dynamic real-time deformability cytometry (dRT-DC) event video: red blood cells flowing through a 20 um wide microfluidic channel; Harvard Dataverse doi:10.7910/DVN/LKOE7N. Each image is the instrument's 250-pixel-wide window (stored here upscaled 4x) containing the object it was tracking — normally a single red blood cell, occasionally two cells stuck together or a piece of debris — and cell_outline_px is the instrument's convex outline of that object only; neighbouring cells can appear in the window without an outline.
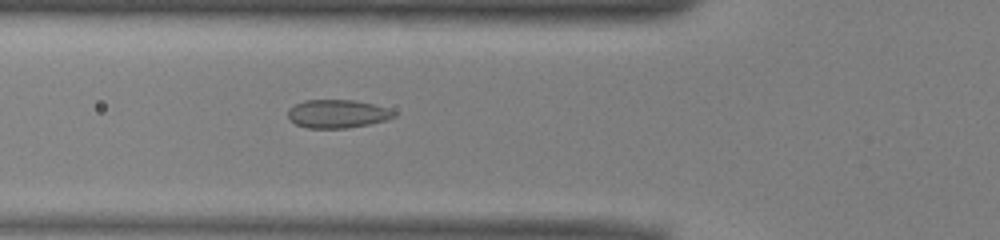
{"species": "common noctule bat (a hibernating species)", "species_latin": "Nyctalus noctula", "temperature_condition": "warm", "stored_images_in_passage": 36, "camera_frame_rate_fps": 3000, "um_per_image_px": 0.085, "animal": {"sex": "male", "body_mass_g": 13.0, "forearm_length_mm": 53.1}, "frame": {"image": 1, "passage_image": 3, "time_ms": 0.667, "image_size_px": [1000, 240], "cell_outline_px": [[396, 116], [388, 120], [348, 128], [308, 128], [296, 124], [288, 116], [288, 108], [304, 100], [356, 100], [388, 108], [396, 112]], "centroid_in_image_um": [28.7, 9.67], "position_along_channel_um": 97.1, "area_um2": 17.51}}
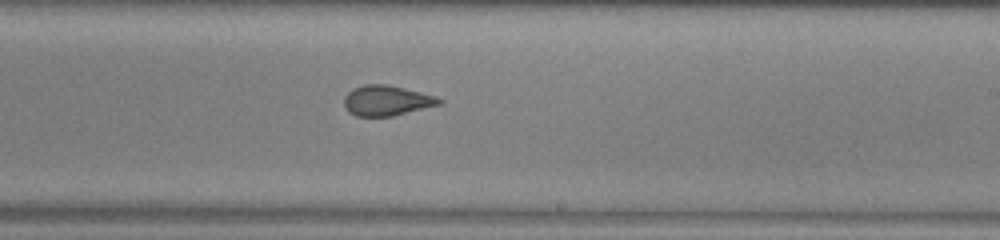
{"frame": {"image": 2, "passage_image": 15, "time_ms": 4.667, "image_size_px": [1000, 240], "cell_outline_px": [[444, 100], [440, 104], [392, 116], [356, 116], [348, 112], [344, 104], [344, 96], [352, 88], [364, 84], [384, 84], [404, 88], [432, 96]], "centroid_in_image_um": [32.8, 8.55], "position_along_channel_um": 256.2, "area_um2": 16.53}}
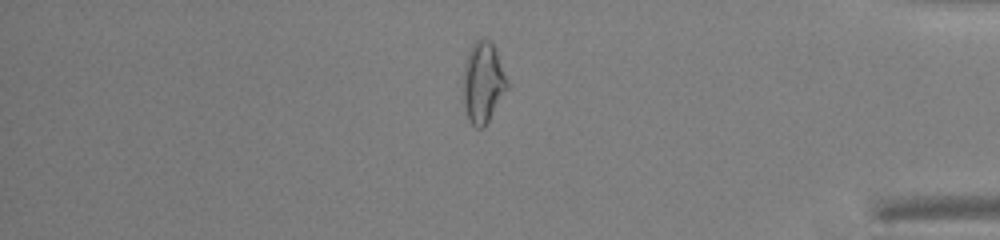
{"frame": {"image": 3, "passage_image": 28, "time_ms": 9.0, "image_size_px": [1000, 240], "cell_outline_px": [[508, 88], [484, 128], [476, 128], [468, 120], [464, 108], [464, 64], [468, 52], [472, 44], [476, 40], [484, 36], [492, 44], [496, 52], [508, 80]], "centroid_in_image_um": [41.05, 7.02], "position_along_channel_um": 394.1, "area_um2": 20.69}}